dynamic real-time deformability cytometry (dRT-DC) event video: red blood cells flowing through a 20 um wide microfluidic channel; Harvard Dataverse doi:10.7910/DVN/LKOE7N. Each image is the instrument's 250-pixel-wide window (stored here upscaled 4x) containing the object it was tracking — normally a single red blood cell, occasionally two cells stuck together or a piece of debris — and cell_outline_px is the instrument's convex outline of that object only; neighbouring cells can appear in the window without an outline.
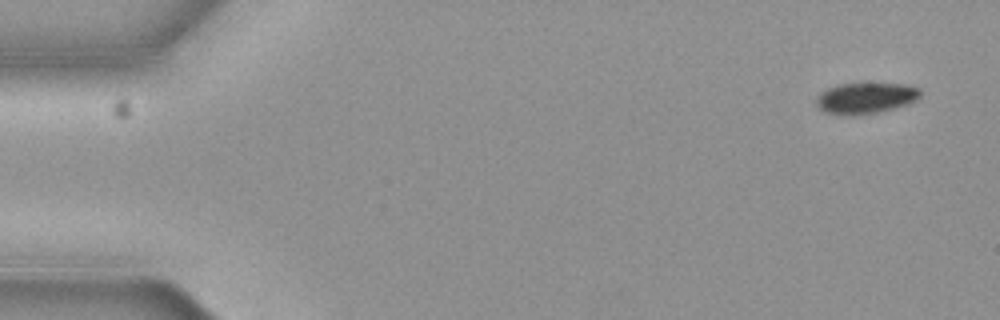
{"species": "common noctule bat (a hibernating species)", "species_latin": "Nyctalus noctula", "temperature_condition": "cold", "stored_images_in_passage": 6, "camera_frame_rate_fps": 3000, "um_per_image_px": 0.085, "animal": {"sex": "female", "body_mass_g": 19.3, "forearm_length_mm": 54.1}, "frame": {"image": 1, "passage_image": 1, "time_ms": 0.0, "image_size_px": [1000, 320], "cell_outline_px": [[920, 96], [916, 100], [908, 104], [880, 112], [856, 116], [844, 116], [824, 112], [816, 104], [816, 96], [820, 92], [836, 84], [908, 84], [920, 88]], "centroid_in_image_um": [73.56, 8.35], "position_along_channel_um": 11.4, "area_um2": 19.07}}
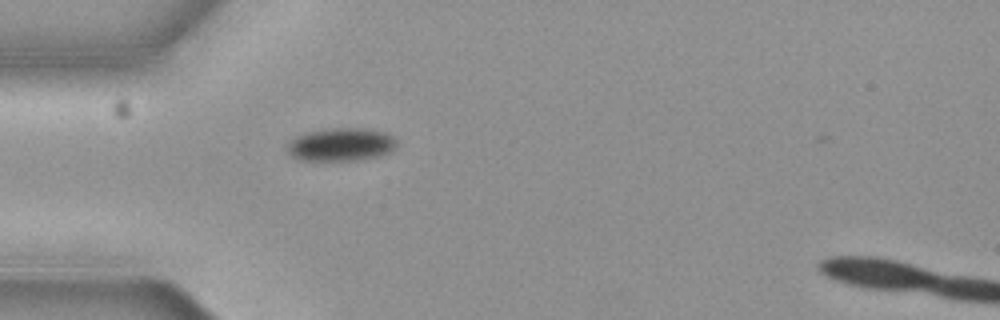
{"frame": {"image": 2, "passage_image": 5, "time_ms": 1.333, "image_size_px": [1000, 320], "cell_outline_px": [[396, 144], [392, 152], [380, 156], [356, 160], [304, 160], [292, 156], [288, 152], [288, 140], [304, 132], [332, 128], [364, 128], [384, 132], [392, 136], [396, 140]], "centroid_in_image_um": [28.99, 12.27], "position_along_channel_um": 56.0, "area_um2": 21.15}}